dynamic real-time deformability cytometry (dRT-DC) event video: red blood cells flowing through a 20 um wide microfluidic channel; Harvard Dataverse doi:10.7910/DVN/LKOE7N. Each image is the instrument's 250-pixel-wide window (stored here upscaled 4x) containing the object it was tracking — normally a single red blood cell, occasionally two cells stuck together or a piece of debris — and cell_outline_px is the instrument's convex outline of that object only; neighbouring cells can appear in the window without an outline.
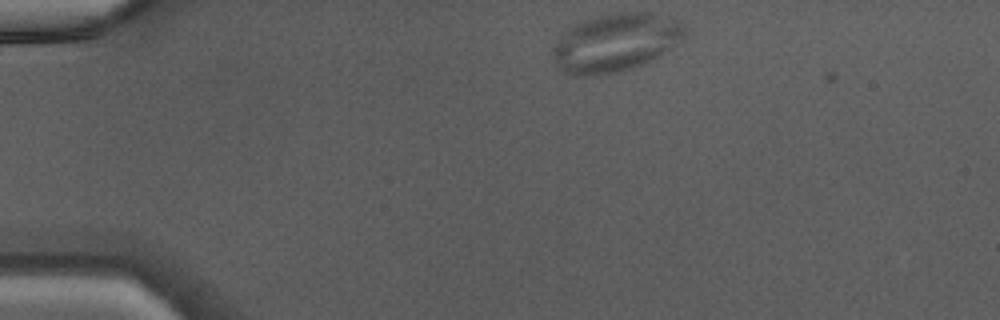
{"species": "Egyptian fruit bat (a non-hibernating species)", "species_latin": "Rousettus aegyptiacus", "temperature_condition": "warm", "stored_images_in_passage": 26, "camera_frame_rate_fps": 3000, "um_per_image_px": 0.085, "animal": {"sex": "male"}, "frame": {"image": 1, "passage_image": 1, "time_ms": 0.0, "image_size_px": [1000, 320], "cell_outline_px": [[684, 40], [656, 56], [640, 64], [628, 68], [608, 72], [584, 76], [580, 76], [564, 72], [556, 60], [552, 52], [552, 48], [568, 28], [584, 20], [616, 12], [652, 12], [680, 20], [684, 24]], "centroid_in_image_um": [52.36, 3.57], "position_along_channel_um": 32.6, "area_um2": 43.64}}
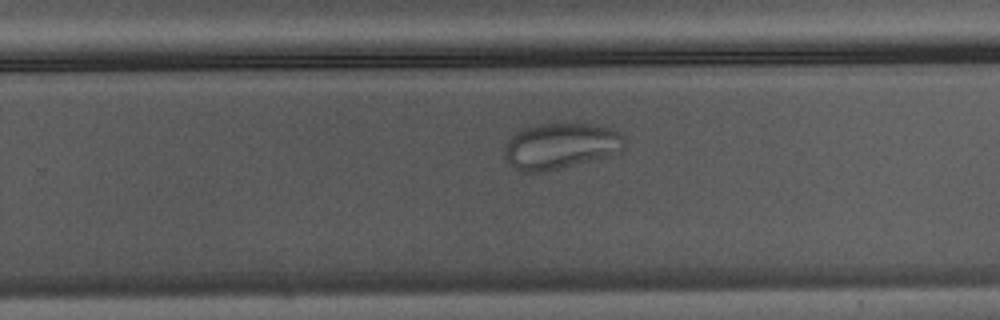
{"frame": {"image": 2, "passage_image": 22, "time_ms": 7.0, "image_size_px": [1000, 320], "cell_outline_px": [[624, 148], [620, 152], [544, 172], [524, 172], [508, 164], [504, 156], [504, 144], [516, 132], [524, 128], [540, 124], [584, 120], [600, 124], [624, 136]], "centroid_in_image_um": [47.64, 12.35], "position_along_channel_um": 282.2, "area_um2": 32.71}}